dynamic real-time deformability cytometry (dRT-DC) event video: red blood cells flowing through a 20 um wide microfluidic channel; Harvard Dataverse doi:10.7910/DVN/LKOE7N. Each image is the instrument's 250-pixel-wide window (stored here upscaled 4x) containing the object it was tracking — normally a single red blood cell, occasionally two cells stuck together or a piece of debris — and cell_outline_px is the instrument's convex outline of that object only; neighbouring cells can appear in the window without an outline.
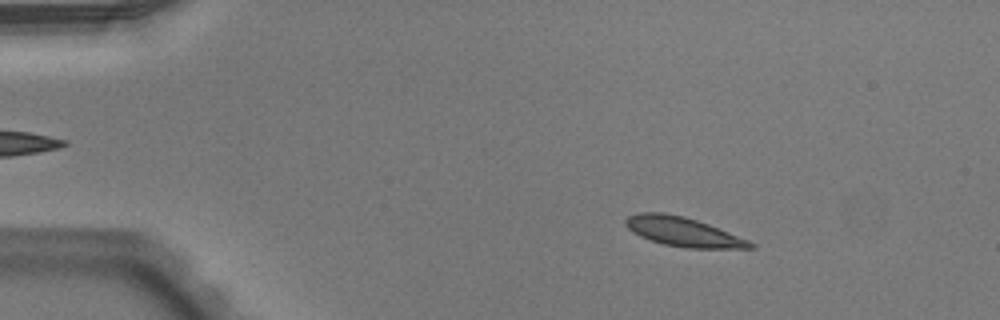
{"species": "Egyptian fruit bat (a non-hibernating species)", "species_latin": "Rousettus aegyptiacus", "temperature_condition": "warm", "stored_images_in_passage": 52, "camera_frame_rate_fps": 3000, "um_per_image_px": 0.085, "animal": {"sex": "male"}, "frame": {"image": 1, "passage_image": 8, "time_ms": 2.333, "image_size_px": [1000, 320], "cell_outline_px": [[756, 248], [688, 248], [664, 244], [640, 236], [628, 228], [624, 224], [624, 220], [628, 216], [640, 212], [664, 212], [684, 216], [708, 224], [748, 240], [756, 244]], "centroid_in_image_um": [58.05, 19.69], "position_along_channel_um": 26.9, "area_um2": 21.04}}
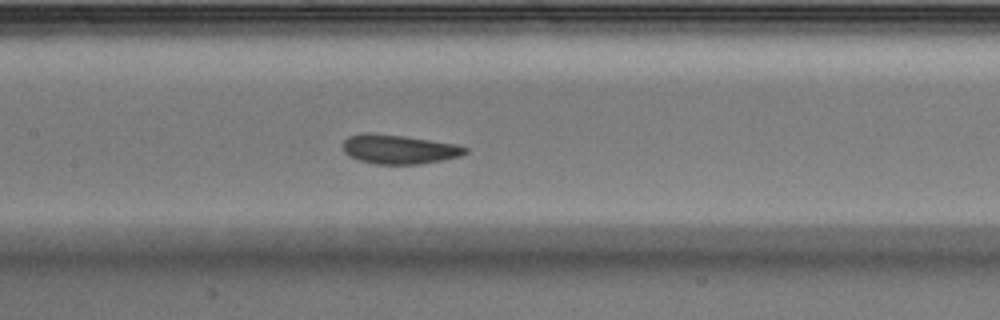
{"frame": {"image": 2, "passage_image": 25, "time_ms": 8.0, "image_size_px": [1000, 320], "cell_outline_px": [[468, 152], [460, 156], [444, 160], [420, 164], [376, 164], [360, 160], [348, 156], [344, 152], [344, 140], [348, 136], [364, 132], [368, 132], [404, 136], [456, 144], [468, 148]], "centroid_in_image_um": [33.92, 12.68], "position_along_channel_um": 173.5, "area_um2": 20.87}}
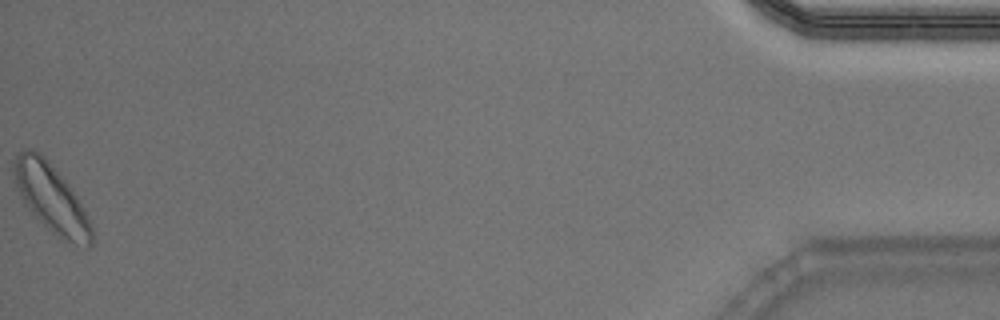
{"frame": {"image": 3, "passage_image": 52, "time_ms": 17.0, "image_size_px": [1000, 320], "cell_outline_px": [[92, 244], [88, 248], [76, 244], [56, 236], [28, 208], [16, 184], [12, 172], [16, 152], [24, 148], [32, 148], [44, 156], [64, 180], [76, 196], [92, 228]], "centroid_in_image_um": [4.32, 16.81], "position_along_channel_um": 430.9, "area_um2": 30.0}, "authors_computed_cell_mechanics": {"area_um2": 20.8947, "velocity_mm_per_s": 3.8811, "shape_relaxation_time_tau1_ms": 2.1381, "shape_relaxation_time_tau2_ms": null, "deformation_change_tau1": 0.1051, "deformation_change_tau2": null}}